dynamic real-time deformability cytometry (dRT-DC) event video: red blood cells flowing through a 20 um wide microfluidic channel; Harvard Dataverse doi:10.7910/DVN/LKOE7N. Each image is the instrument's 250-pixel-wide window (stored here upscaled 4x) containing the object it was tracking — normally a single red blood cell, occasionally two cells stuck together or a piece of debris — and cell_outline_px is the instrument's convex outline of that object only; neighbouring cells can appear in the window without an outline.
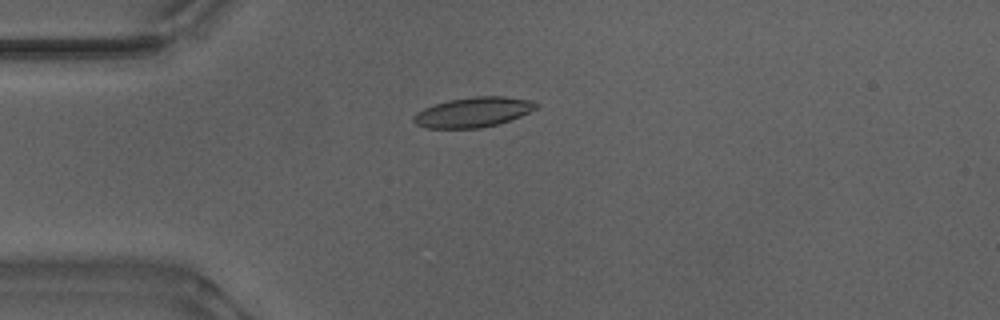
{"species": "Egyptian fruit bat (a non-hibernating species)", "species_latin": "Rousettus aegyptiacus", "temperature_condition": "warm", "stored_images_in_passage": 7, "camera_frame_rate_fps": 3000, "um_per_image_px": 0.085, "animal": {"sex": "male"}, "frame": {"image": 1, "passage_image": 1, "time_ms": 0.0, "image_size_px": [1000, 320], "cell_outline_px": [[540, 104], [536, 108], [520, 116], [496, 124], [480, 128], [424, 128], [416, 124], [412, 120], [412, 116], [416, 112], [424, 108], [448, 100], [476, 96], [504, 96], [528, 100]], "centroid_in_image_um": [40.17, 9.53], "position_along_channel_um": 44.8, "area_um2": 21.21}}